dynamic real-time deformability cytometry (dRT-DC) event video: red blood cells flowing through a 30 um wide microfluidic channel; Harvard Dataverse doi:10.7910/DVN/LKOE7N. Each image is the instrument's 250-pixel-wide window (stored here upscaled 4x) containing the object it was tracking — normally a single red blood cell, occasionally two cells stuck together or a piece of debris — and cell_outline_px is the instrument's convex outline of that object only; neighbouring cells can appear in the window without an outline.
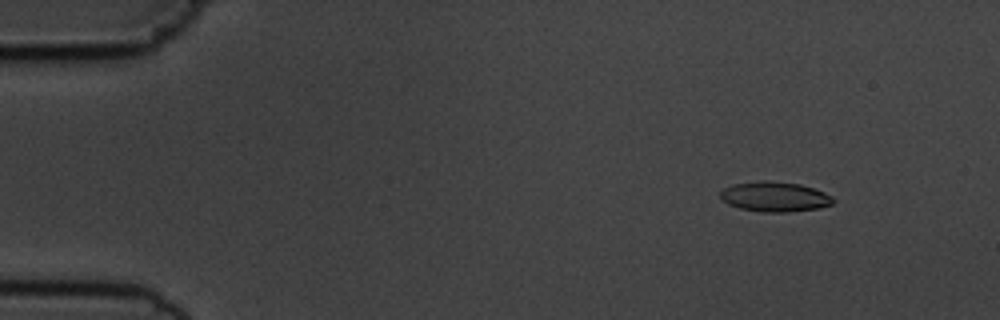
{"species": "common noctule bat (a hibernating species)", "species_latin": "Nyctalus noctula", "temperature_condition": "cold", "stored_images_in_passage": 56, "camera_frame_rate_fps": 3000, "um_per_image_px": 0.085, "animal": {"sex": "male", "body_mass_g": 19.5, "forearm_length_mm": 54.6}, "frame": {"image": 1, "passage_image": 7, "time_ms": 2.0, "image_size_px": [1000, 320], "cell_outline_px": [[836, 200], [832, 204], [816, 208], [784, 212], [764, 212], [740, 208], [728, 204], [720, 196], [720, 192], [724, 188], [732, 184], [760, 180], [768, 180], [800, 184], [824, 192], [832, 196]], "centroid_in_image_um": [65.84, 16.7], "position_along_channel_um": 19.2, "area_um2": 19.59}}
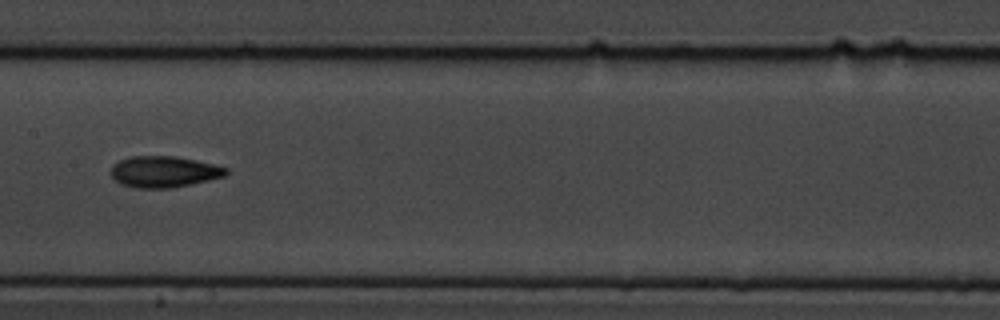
{"frame": {"image": 2, "passage_image": 29, "time_ms": 9.333, "image_size_px": [1000, 320], "cell_outline_px": [[228, 172], [224, 176], [208, 180], [168, 188], [136, 188], [120, 184], [112, 176], [112, 164], [120, 160], [132, 156], [176, 156], [196, 160], [228, 168]], "centroid_in_image_um": [13.91, 14.59], "position_along_channel_um": 193.5, "area_um2": 20.75}}
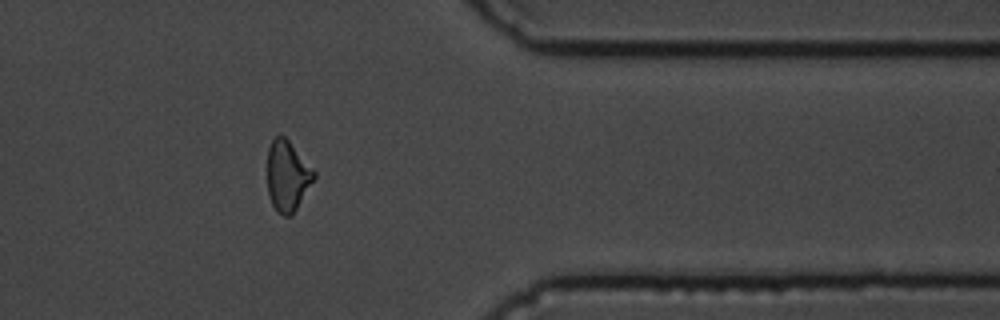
{"frame": {"image": 3, "passage_image": 46, "time_ms": 15.0, "image_size_px": [1000, 320], "cell_outline_px": [[316, 176], [292, 216], [284, 216], [276, 212], [272, 204], [268, 192], [268, 148], [272, 140], [276, 136], [284, 136], [288, 140], [316, 172]], "centroid_in_image_um": [24.43, 14.98], "position_along_channel_um": 387.0, "area_um2": 19.02}, "authors_computed_cell_mechanics": {"area_um2": 19.5942, "velocity_mm_per_s": 3.6628, "shape_relaxation_time_tau1_ms": 6.1778, "shape_relaxation_time_tau2_ms": 4.4743, "deformation_change_tau1": 0.1442, "deformation_change_tau2": 0.1042}}